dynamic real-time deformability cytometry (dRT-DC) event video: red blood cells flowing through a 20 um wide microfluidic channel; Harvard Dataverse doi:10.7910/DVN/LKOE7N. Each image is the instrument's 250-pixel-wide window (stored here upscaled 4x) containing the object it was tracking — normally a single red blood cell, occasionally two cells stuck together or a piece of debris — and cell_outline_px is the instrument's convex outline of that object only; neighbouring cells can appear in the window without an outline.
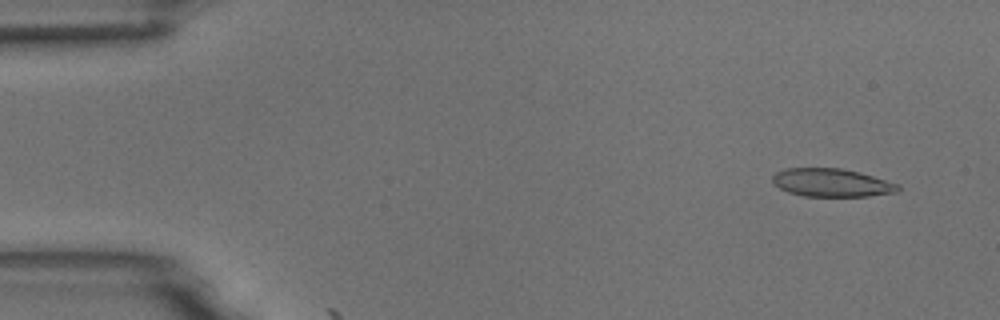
{"species": "common noctule bat (a hibernating species)", "species_latin": "Nyctalus noctula", "temperature_condition": "room temperature", "stored_images_in_passage": 9, "camera_frame_rate_fps": 3000, "um_per_image_px": 0.085, "animal": {"sex": "male", "body_mass_g": 18.8}, "frame": {"image": 1, "passage_image": 1, "time_ms": 0.0, "image_size_px": [1000, 320], "cell_outline_px": [[900, 188], [896, 192], [868, 196], [804, 196], [788, 192], [780, 188], [772, 180], [772, 176], [776, 172], [788, 168], [840, 168], [860, 172], [900, 184]], "centroid_in_image_um": [70.71, 15.52], "position_along_channel_um": 14.3, "area_um2": 20.52}}